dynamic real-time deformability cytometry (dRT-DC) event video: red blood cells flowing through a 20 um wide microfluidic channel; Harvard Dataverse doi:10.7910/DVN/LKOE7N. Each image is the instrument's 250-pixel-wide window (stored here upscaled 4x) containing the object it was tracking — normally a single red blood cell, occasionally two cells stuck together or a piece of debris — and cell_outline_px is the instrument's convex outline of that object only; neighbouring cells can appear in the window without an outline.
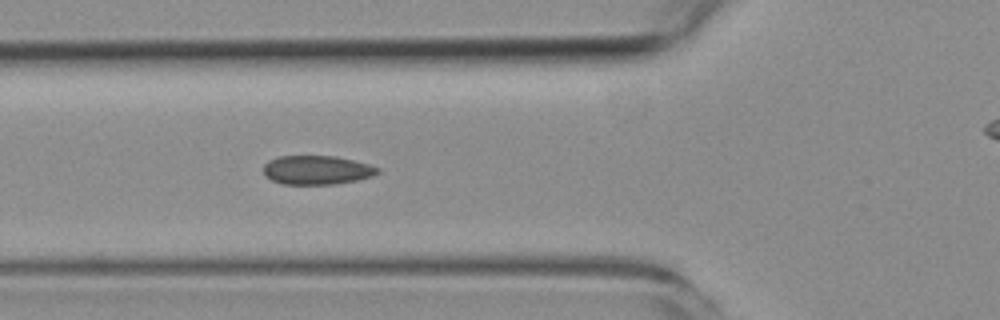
{"species": "common noctule bat (a hibernating species)", "species_latin": "Nyctalus noctula", "temperature_condition": "room temperature", "stored_images_in_passage": 4, "camera_frame_rate_fps": 3000, "um_per_image_px": 0.085, "animal": {"sex": "female", "body_mass_g": 19.3, "forearm_length_mm": 54.1}, "frame": {"image": 1, "passage_image": 4, "time_ms": 3.333, "image_size_px": [1000, 320], "cell_outline_px": [[380, 172], [372, 176], [356, 180], [336, 184], [284, 184], [272, 180], [264, 176], [264, 164], [268, 160], [280, 156], [336, 156], [368, 164], [380, 168]], "centroid_in_image_um": [26.92, 14.45], "position_along_channel_um": 98.9, "area_um2": 19.25}}